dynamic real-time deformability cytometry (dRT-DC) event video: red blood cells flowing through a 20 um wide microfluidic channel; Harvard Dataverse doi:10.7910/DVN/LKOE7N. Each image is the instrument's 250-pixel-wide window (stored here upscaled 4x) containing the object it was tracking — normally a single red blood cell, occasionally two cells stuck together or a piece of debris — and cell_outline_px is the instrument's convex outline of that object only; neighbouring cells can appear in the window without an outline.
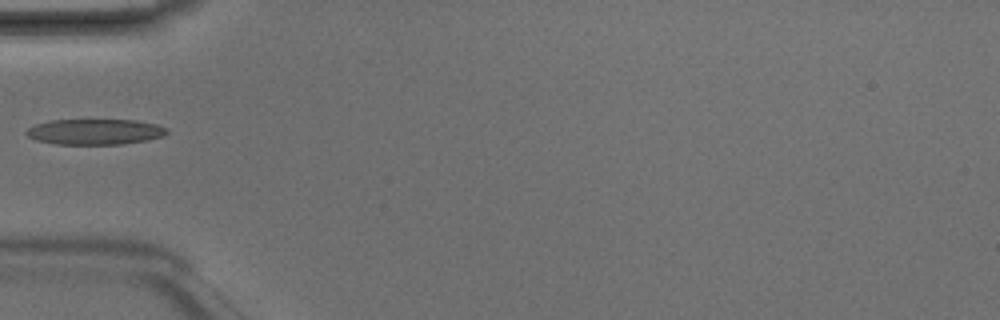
{"species": "Egyptian fruit bat (a non-hibernating species)", "species_latin": "Rousettus aegyptiacus", "temperature_condition": "room temperature", "stored_images_in_passage": 4, "camera_frame_rate_fps": 3000, "um_per_image_px": 0.085, "animal": {"sex": "male"}, "frame": {"image": 1, "passage_image": 4, "time_ms": 1.0, "image_size_px": [1000, 320], "cell_outline_px": [[168, 132], [160, 136], [148, 140], [124, 144], [56, 144], [36, 140], [28, 136], [24, 132], [28, 128], [36, 124], [52, 120], [136, 120], [156, 124], [168, 128]], "centroid_in_image_um": [8.07, 11.2], "position_along_channel_um": 76.9, "area_um2": 20.92}}